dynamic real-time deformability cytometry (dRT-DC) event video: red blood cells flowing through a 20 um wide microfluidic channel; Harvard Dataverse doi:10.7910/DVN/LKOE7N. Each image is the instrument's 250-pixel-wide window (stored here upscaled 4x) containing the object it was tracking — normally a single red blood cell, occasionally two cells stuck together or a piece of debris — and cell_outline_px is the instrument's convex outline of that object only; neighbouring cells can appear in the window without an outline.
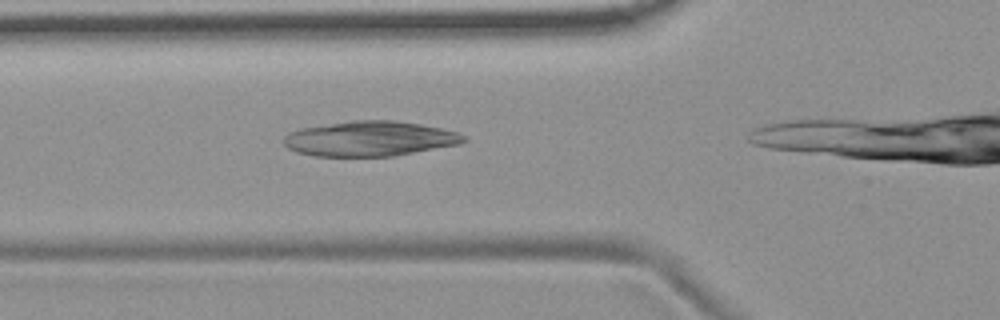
{"species": "common noctule bat (a hibernating species)", "species_latin": "Nyctalus noctula", "temperature_condition": "room temperature", "stored_images_in_passage": 14, "camera_frame_rate_fps": 3000, "um_per_image_px": 0.085, "animal": {"sex": "female", "body_mass_g": 19.9}, "frame": {"image": 1, "passage_image": 10, "time_ms": 3.0, "image_size_px": [1000, 320], "cell_outline_px": [[468, 140], [460, 144], [392, 156], [312, 156], [296, 152], [288, 148], [284, 144], [284, 136], [288, 132], [300, 128], [352, 120], [392, 120], [420, 124], [444, 128], [456, 132], [464, 136]], "centroid_in_image_um": [31.41, 11.78], "position_along_channel_um": 94.4, "area_um2": 36.82}}